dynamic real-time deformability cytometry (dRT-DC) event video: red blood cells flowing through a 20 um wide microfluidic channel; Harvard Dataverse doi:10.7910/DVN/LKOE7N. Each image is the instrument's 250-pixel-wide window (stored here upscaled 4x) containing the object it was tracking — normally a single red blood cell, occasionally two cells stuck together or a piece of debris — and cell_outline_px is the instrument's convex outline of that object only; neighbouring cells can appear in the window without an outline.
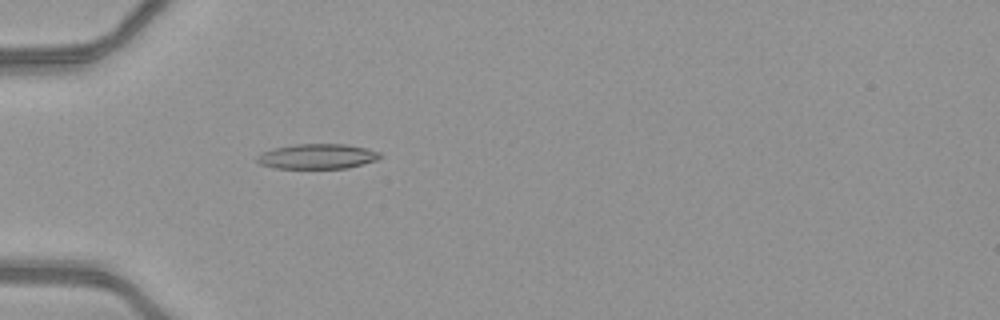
{"species": "common noctule bat (a hibernating species)", "species_latin": "Nyctalus noctula", "temperature_condition": "warm", "stored_images_in_passage": 39, "camera_frame_rate_fps": 3000, "um_per_image_px": 0.085, "animal": {"sex": "female", "body_mass_g": 21.9}, "frame": {"image": 1, "passage_image": 5, "time_ms": 1.333, "image_size_px": [1000, 320], "cell_outline_px": [[384, 156], [376, 160], [348, 168], [276, 168], [260, 164], [256, 160], [256, 156], [272, 148], [296, 144], [344, 144], [368, 148], [380, 152]], "centroid_in_image_um": [27.0, 13.29], "position_along_channel_um": 58.0, "area_um2": 17.98}}
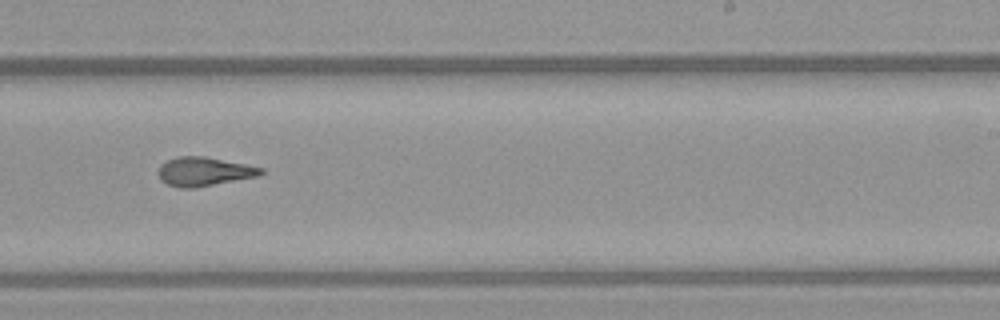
{"frame": {"image": 2, "passage_image": 21, "time_ms": 6.667, "image_size_px": [1000, 320], "cell_outline_px": [[264, 172], [260, 176], [196, 188], [180, 188], [168, 184], [160, 180], [156, 172], [160, 164], [168, 160], [180, 156], [204, 156], [264, 168]], "centroid_in_image_um": [17.33, 14.59], "position_along_channel_um": 271.7, "area_um2": 17.46}}
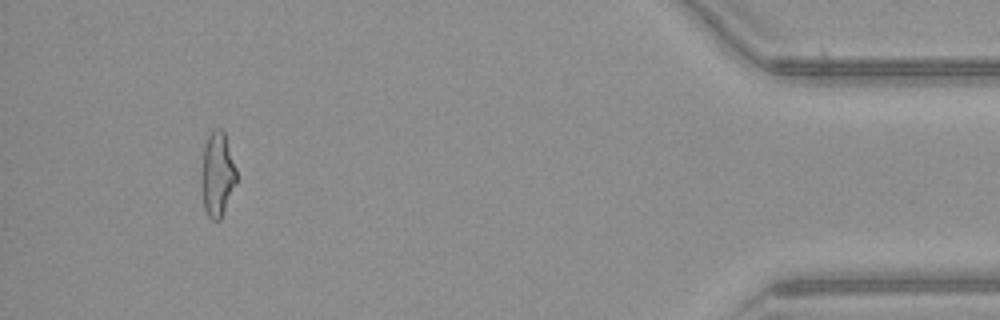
{"frame": {"image": 3, "passage_image": 36, "time_ms": 11.667, "image_size_px": [1000, 320], "cell_outline_px": [[236, 180], [220, 220], [212, 220], [208, 216], [204, 208], [200, 180], [200, 176], [204, 148], [208, 136], [216, 128], [224, 128], [236, 168]], "centroid_in_image_um": [18.45, 14.78], "position_along_channel_um": 416.7, "area_um2": 17.22}, "authors_computed_cell_mechanics": {"area_um2": 17.2244, "velocity_mm_per_s": 4.1539, "shape_relaxation_time_tau1_ms": null, "shape_relaxation_time_tau2_ms": 3.398, "deformation_change_tau1": null, "deformation_change_tau2": 0.1097}}